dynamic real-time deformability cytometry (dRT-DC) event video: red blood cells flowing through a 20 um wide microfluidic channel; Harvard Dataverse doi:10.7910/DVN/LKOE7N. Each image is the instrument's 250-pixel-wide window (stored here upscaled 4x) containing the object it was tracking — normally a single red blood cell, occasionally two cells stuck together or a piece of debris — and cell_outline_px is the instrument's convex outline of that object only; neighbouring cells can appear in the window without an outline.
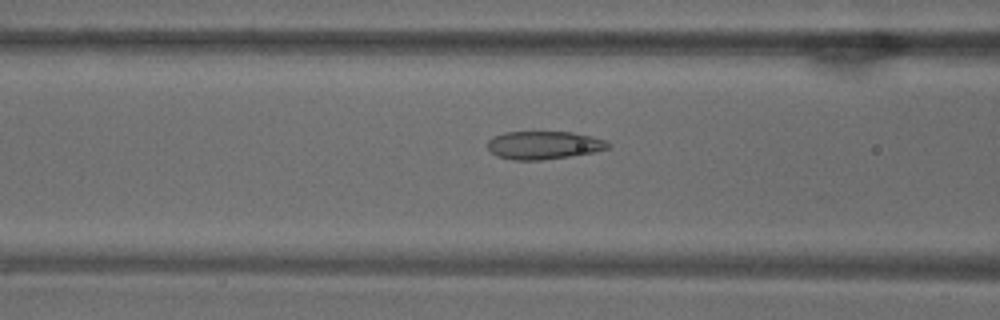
{"species": "common noctule bat (a hibernating species)", "species_latin": "Nyctalus noctula", "temperature_condition": "warm", "stored_images_in_passage": 53, "camera_frame_rate_fps": 3000, "um_per_image_px": 0.085, "animal": {"sex": "male", "body_mass_g": 18.8}, "frame": {"image": 1, "passage_image": 21, "time_ms": 6.667, "image_size_px": [1000, 320], "cell_outline_px": [[612, 144], [608, 148], [592, 152], [568, 156], [540, 160], [512, 160], [496, 156], [488, 148], [488, 140], [492, 136], [504, 132], [572, 132], [608, 140]], "centroid_in_image_um": [46.21, 12.33], "position_along_channel_um": 120.4, "area_um2": 19.71}}
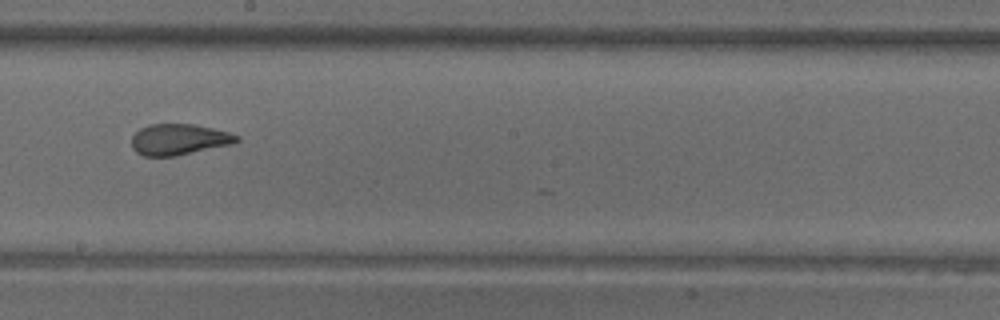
{"frame": {"image": 2, "passage_image": 30, "time_ms": 9.667, "image_size_px": [1000, 320], "cell_outline_px": [[240, 140], [232, 144], [176, 156], [144, 156], [136, 152], [132, 148], [132, 136], [140, 128], [148, 124], [192, 124], [212, 128], [228, 132], [240, 136]], "centroid_in_image_um": [15.2, 11.85], "position_along_channel_um": 233.0, "area_um2": 19.02}}
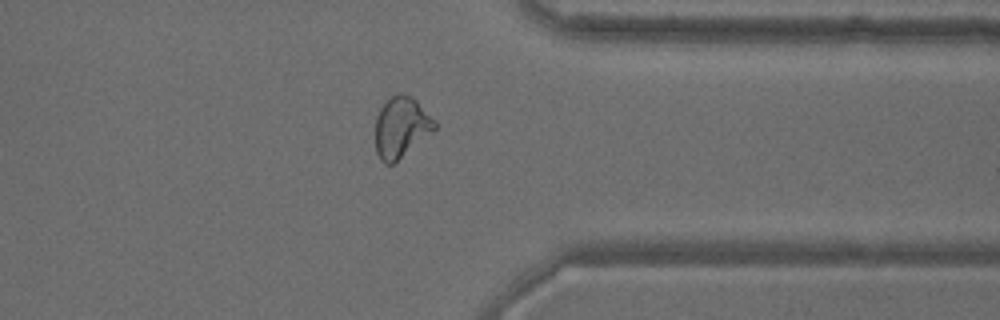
{"frame": {"image": 3, "passage_image": 42, "time_ms": 13.667, "image_size_px": [1000, 320], "cell_outline_px": [[436, 128], [392, 164], [384, 164], [380, 160], [376, 152], [376, 116], [380, 108], [396, 92], [400, 92], [412, 96], [436, 120]], "centroid_in_image_um": [34.09, 10.78], "position_along_channel_um": 377.3, "area_um2": 20.75}, "authors_computed_cell_mechanics": {"area_um2": 21.675, "velocity_mm_per_s": 3.7525, "shape_relaxation_time_tau1_ms": null, "shape_relaxation_time_tau2_ms": 1.1812, "deformation_change_tau1": null, "deformation_change_tau2": 0.0692}}